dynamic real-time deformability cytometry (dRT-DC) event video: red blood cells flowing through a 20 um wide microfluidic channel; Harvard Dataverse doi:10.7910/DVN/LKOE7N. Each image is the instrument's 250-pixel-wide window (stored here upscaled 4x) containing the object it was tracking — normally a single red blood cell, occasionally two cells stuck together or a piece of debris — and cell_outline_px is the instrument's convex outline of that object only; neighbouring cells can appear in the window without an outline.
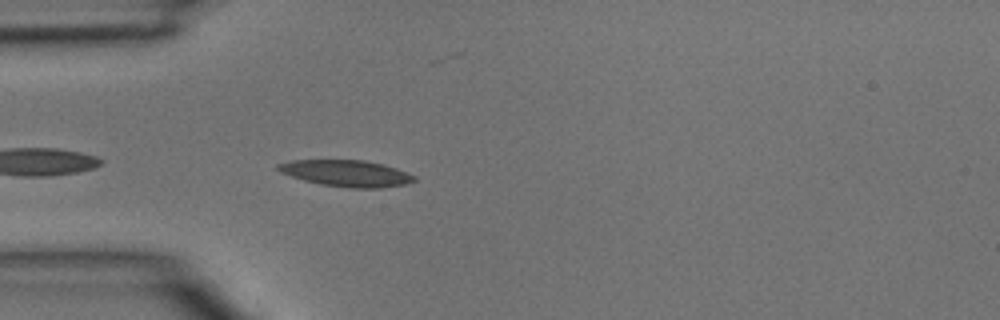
{"species": "common noctule bat (a hibernating species)", "species_latin": "Nyctalus noctula", "temperature_condition": "room temperature", "stored_images_in_passage": 5, "camera_frame_rate_fps": 3000, "um_per_image_px": 0.085, "animal": {"sex": "male", "body_mass_g": 15.6}, "frame": {"image": 1, "passage_image": 2, "time_ms": 0.333, "image_size_px": [1000, 320], "cell_outline_px": [[416, 180], [404, 184], [380, 188], [348, 188], [320, 184], [304, 180], [280, 172], [276, 168], [276, 164], [292, 160], [364, 160], [384, 164], [396, 168], [416, 176]], "centroid_in_image_um": [29.44, 14.73], "position_along_channel_um": 55.6, "area_um2": 20.98}}